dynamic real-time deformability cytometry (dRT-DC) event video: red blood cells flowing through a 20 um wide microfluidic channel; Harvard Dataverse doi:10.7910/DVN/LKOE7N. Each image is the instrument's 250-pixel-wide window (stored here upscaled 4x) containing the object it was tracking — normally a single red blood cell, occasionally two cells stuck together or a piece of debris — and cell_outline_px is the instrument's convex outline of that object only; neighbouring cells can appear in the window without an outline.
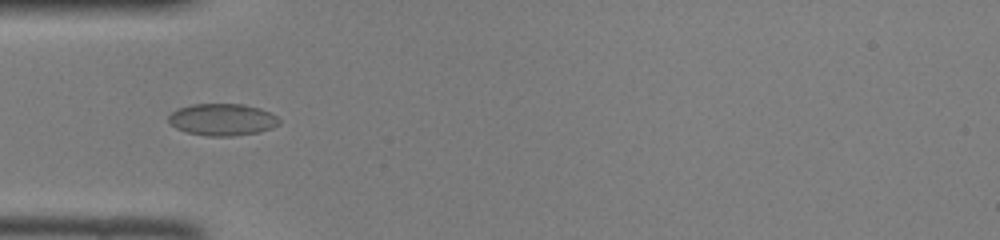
{"species": "common noctule bat (a hibernating species)", "species_latin": "Nyctalus noctula", "temperature_condition": "room temperature", "stored_images_in_passage": 34, "camera_frame_rate_fps": 3000, "um_per_image_px": 0.085, "animal": {"sex": "female", "body_mass_g": 22.0, "forearm_length_mm": 56.7}, "frame": {"image": 1, "passage_image": 2, "time_ms": 0.333, "image_size_px": [1000, 240], "cell_outline_px": [[280, 124], [272, 128], [260, 132], [232, 136], [208, 136], [188, 132], [176, 128], [168, 120], [168, 116], [172, 112], [180, 108], [192, 104], [244, 104], [260, 108], [276, 116], [280, 120]], "centroid_in_image_um": [18.93, 10.16], "position_along_channel_um": 66.1, "area_um2": 20.52}}
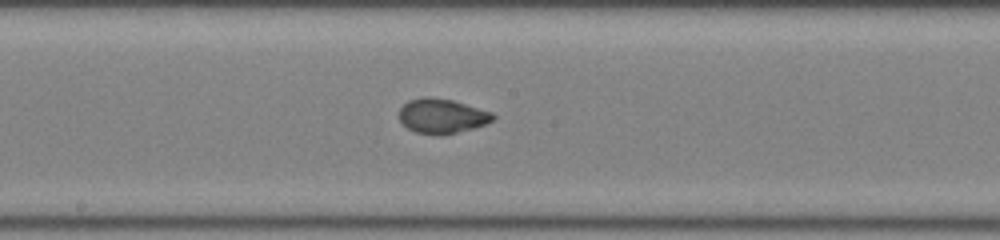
{"frame": {"image": 2, "passage_image": 12, "time_ms": 3.667, "image_size_px": [1000, 240], "cell_outline_px": [[496, 120], [472, 128], [440, 136], [416, 132], [408, 128], [400, 120], [400, 108], [408, 100], [424, 96], [428, 96], [452, 100], [492, 112], [496, 116]], "centroid_in_image_um": [37.57, 9.85], "position_along_channel_um": 210.6, "area_um2": 18.9}}
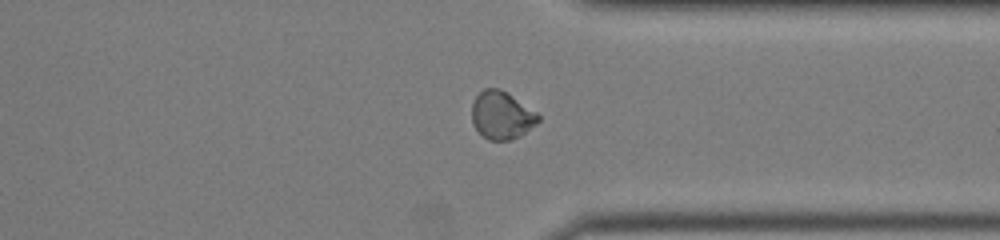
{"frame": {"image": 3, "passage_image": 23, "time_ms": 7.333, "image_size_px": [1000, 240], "cell_outline_px": [[540, 120], [536, 124], [520, 136], [508, 140], [488, 140], [472, 124], [472, 104], [476, 96], [484, 88], [500, 88], [508, 92], [536, 112], [540, 116]], "centroid_in_image_um": [42.64, 9.78], "position_along_channel_um": 368.8, "area_um2": 18.5}}